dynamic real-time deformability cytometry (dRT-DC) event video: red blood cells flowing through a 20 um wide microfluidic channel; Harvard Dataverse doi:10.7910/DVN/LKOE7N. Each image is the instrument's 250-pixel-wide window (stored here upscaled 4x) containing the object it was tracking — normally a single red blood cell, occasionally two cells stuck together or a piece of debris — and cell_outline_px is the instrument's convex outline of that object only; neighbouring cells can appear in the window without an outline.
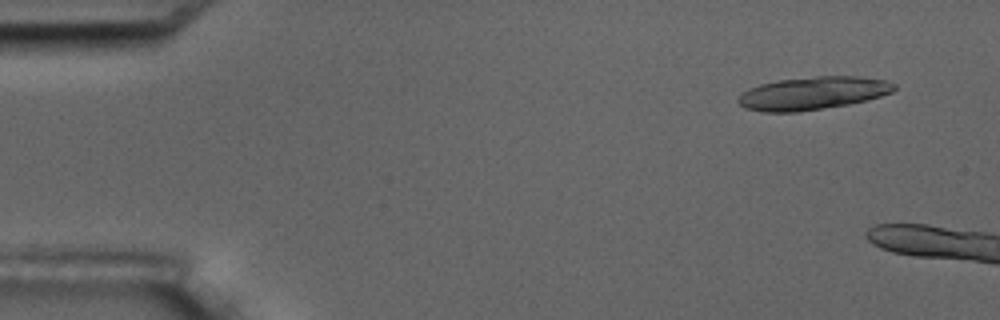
{"species": "common noctule bat (a hibernating species)", "species_latin": "Nyctalus noctula", "temperature_condition": "room temperature", "stored_images_in_passage": 5, "camera_frame_rate_fps": 3000, "um_per_image_px": 0.085, "animal": {"sex": "male", "body_mass_g": 17.5, "forearm_length_mm": 52.3}, "frame": {"image": 1, "passage_image": 2, "time_ms": 1.0, "image_size_px": [1000, 320], "cell_outline_px": [[896, 88], [892, 92], [868, 100], [848, 104], [796, 112], [764, 112], [744, 108], [736, 100], [748, 88], [760, 84], [780, 80], [816, 76], [856, 76], [884, 80], [896, 84]], "centroid_in_image_um": [69.08, 7.92], "position_along_channel_um": 15.9, "area_um2": 29.77}}